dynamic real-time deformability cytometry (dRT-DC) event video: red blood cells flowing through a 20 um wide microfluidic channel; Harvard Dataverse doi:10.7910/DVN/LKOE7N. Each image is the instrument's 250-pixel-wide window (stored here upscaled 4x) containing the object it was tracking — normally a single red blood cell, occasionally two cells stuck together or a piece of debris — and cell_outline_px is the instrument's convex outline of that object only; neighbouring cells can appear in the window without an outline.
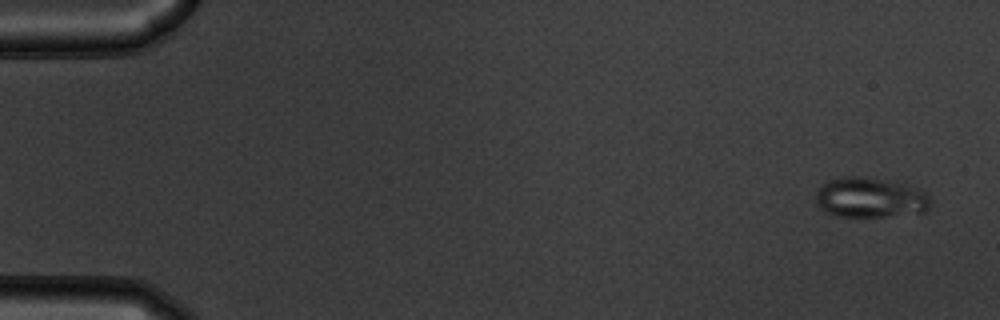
{"species": "common noctule bat (a hibernating species)", "species_latin": "Nyctalus noctula", "temperature_condition": "warm", "stored_images_in_passage": 54, "camera_frame_rate_fps": 3000, "um_per_image_px": 0.085, "animal": {"sex": "male", "body_mass_g": 19.5, "forearm_length_mm": 54.6}, "frame": {"image": 1, "passage_image": 3, "time_ms": 0.667, "image_size_px": [1000, 320], "cell_outline_px": [[928, 212], [884, 216], [836, 216], [824, 212], [816, 204], [816, 192], [828, 180], [840, 176], [864, 176], [904, 184], [920, 188], [928, 196]], "centroid_in_image_um": [73.93, 16.79], "position_along_channel_um": 11.1, "area_um2": 26.82}}
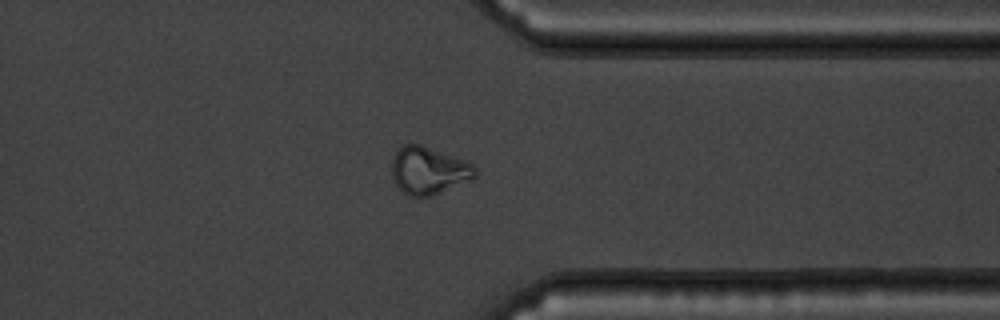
{"frame": {"image": 2, "passage_image": 43, "time_ms": 14.0, "image_size_px": [1000, 320], "cell_outline_px": [[476, 176], [472, 180], [432, 196], [408, 196], [396, 184], [392, 176], [392, 160], [396, 152], [404, 144], [420, 144], [468, 160], [476, 168]], "centroid_in_image_um": [36.47, 14.49], "position_along_channel_um": 374.9, "area_um2": 23.24}}
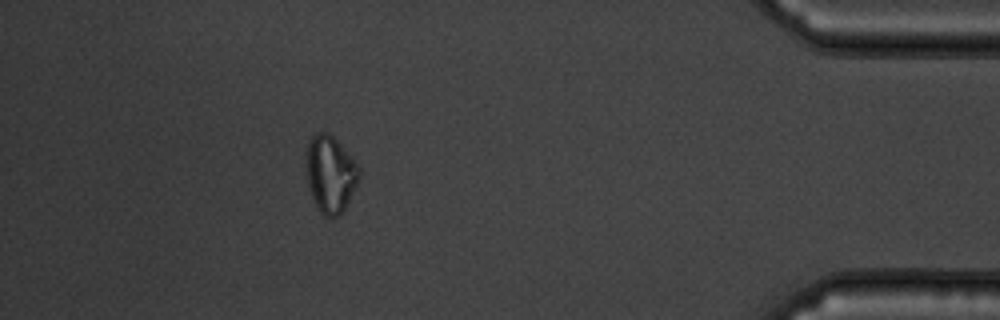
{"frame": {"image": 3, "passage_image": 49, "time_ms": 16.0, "image_size_px": [1000, 320], "cell_outline_px": [[360, 180], [344, 208], [336, 216], [324, 216], [320, 212], [312, 196], [308, 184], [304, 168], [304, 156], [308, 144], [312, 136], [316, 132], [328, 132], [352, 156], [360, 168]], "centroid_in_image_um": [28.06, 14.75], "position_along_channel_um": 407.1, "area_um2": 23.93}, "authors_computed_cell_mechanics": {"area_um2": 23.7847, "velocity_mm_per_s": 3.7958, "shape_relaxation_time_tau1_ms": null, "shape_relaxation_time_tau2_ms": 1.2375, "deformation_change_tau1": null, "deformation_change_tau2": 0.0592}}